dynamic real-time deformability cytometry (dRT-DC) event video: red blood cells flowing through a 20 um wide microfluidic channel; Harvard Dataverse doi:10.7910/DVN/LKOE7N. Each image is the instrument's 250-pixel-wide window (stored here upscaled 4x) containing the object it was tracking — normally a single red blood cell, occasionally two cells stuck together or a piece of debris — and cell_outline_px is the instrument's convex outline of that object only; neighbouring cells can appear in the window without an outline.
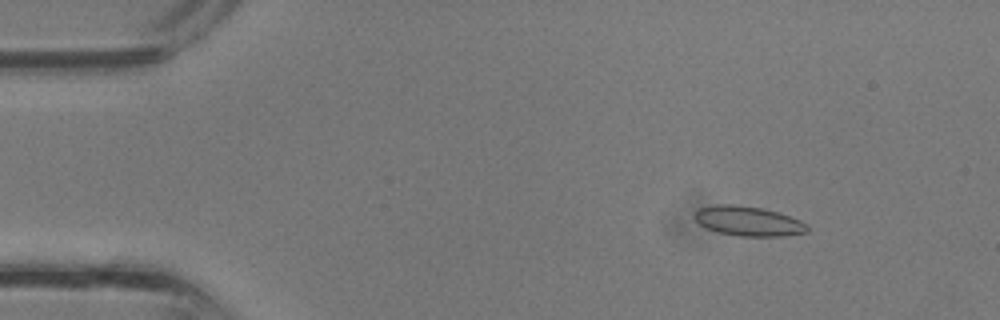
{"species": "common noctule bat (a hibernating species)", "species_latin": "Nyctalus noctula", "temperature_condition": "room temperature", "stored_images_in_passage": 37, "camera_frame_rate_fps": 3000, "um_per_image_px": 0.085, "animal": {"sex": "male", "body_mass_g": 13.3}, "frame": {"image": 1, "passage_image": 5, "time_ms": 1.333, "image_size_px": [1000, 320], "cell_outline_px": [[808, 232], [784, 236], [740, 236], [716, 232], [700, 224], [692, 216], [696, 208], [716, 204], [736, 204], [764, 208], [780, 212], [800, 220], [808, 224]], "centroid_in_image_um": [63.59, 18.78], "position_along_channel_um": 21.4, "area_um2": 19.88}}
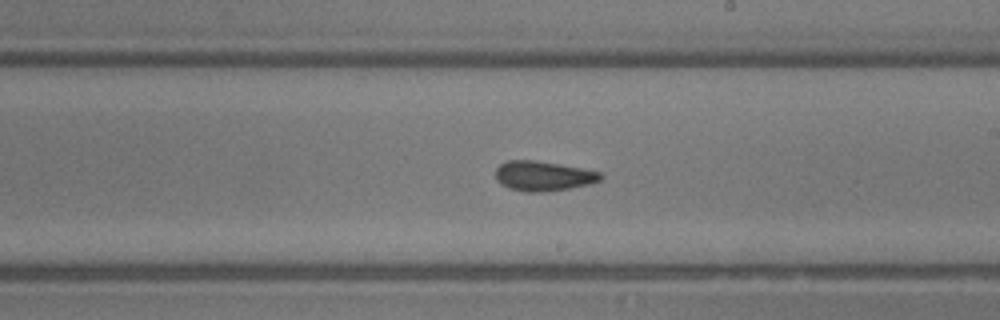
{"frame": {"image": 2, "passage_image": 21, "time_ms": 6.667, "image_size_px": [1000, 320], "cell_outline_px": [[604, 176], [600, 180], [588, 184], [568, 188], [544, 192], [524, 192], [508, 188], [500, 184], [496, 180], [496, 168], [500, 164], [508, 160], [532, 160], [580, 168], [600, 172]], "centroid_in_image_um": [46.12, 14.97], "position_along_channel_um": 242.9, "area_um2": 18.09}}
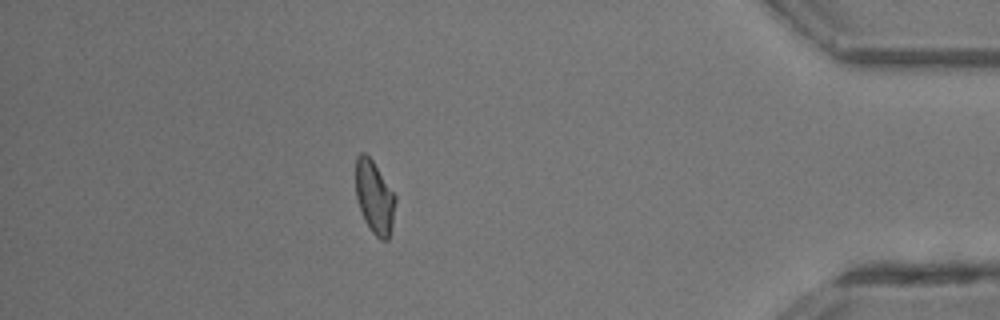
{"frame": {"image": 3, "passage_image": 32, "time_ms": 10.333, "image_size_px": [1000, 320], "cell_outline_px": [[396, 200], [392, 224], [388, 240], [380, 240], [372, 232], [364, 220], [356, 196], [356, 156], [360, 152], [364, 152], [372, 160], [396, 196]], "centroid_in_image_um": [31.83, 16.76], "position_along_channel_um": 403.4, "area_um2": 16.7}}